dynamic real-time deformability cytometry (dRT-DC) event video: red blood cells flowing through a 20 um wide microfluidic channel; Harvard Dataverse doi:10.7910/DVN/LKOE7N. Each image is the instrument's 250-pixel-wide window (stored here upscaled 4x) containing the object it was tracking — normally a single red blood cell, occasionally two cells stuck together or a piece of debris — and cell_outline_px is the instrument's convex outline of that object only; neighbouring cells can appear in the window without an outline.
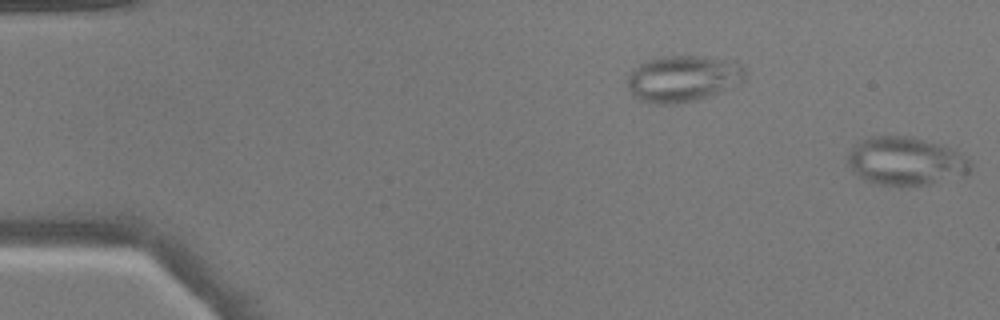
{"species": "common noctule bat (a hibernating species)", "species_latin": "Nyctalus noctula", "temperature_condition": "warm", "stored_images_in_passage": 3, "camera_frame_rate_fps": 3000, "um_per_image_px": 0.085, "animal": {"sex": "male", "body_mass_g": 17.9}, "frame": {"image": 1, "passage_image": 3, "time_ms": 0.667, "image_size_px": [1000, 320], "cell_outline_px": [[972, 168], [968, 172], [928, 184], [900, 188], [876, 184], [864, 180], [848, 164], [848, 156], [852, 148], [860, 140], [872, 136], [912, 136], [956, 148], [972, 164]], "centroid_in_image_um": [76.98, 13.7], "position_along_channel_um": 8.0, "area_um2": 34.74}}